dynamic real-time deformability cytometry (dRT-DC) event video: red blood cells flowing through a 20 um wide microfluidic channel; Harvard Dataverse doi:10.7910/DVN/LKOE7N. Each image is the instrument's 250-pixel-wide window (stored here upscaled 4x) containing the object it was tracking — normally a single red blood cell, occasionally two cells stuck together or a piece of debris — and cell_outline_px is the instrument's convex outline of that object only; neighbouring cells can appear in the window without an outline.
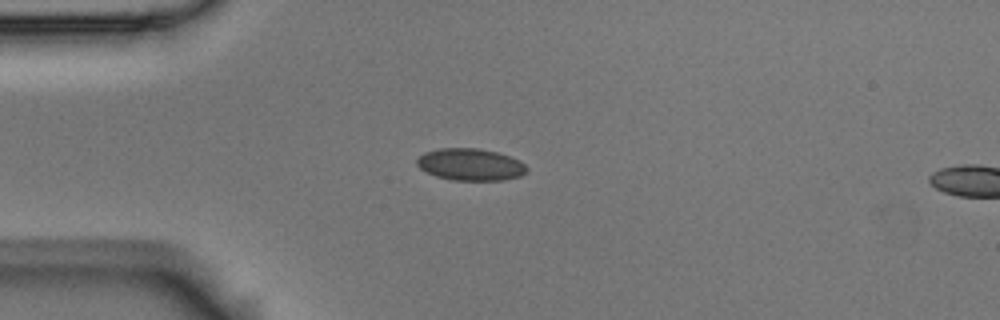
{"species": "Egyptian fruit bat (a non-hibernating species)", "species_latin": "Rousettus aegyptiacus", "temperature_condition": "room temperature", "stored_images_in_passage": 5, "camera_frame_rate_fps": 3000, "um_per_image_px": 0.085, "animal": {"sex": "male"}, "frame": {"image": 1, "passage_image": 4, "time_ms": 1.0, "image_size_px": [1000, 320], "cell_outline_px": [[528, 172], [520, 176], [504, 180], [452, 180], [436, 176], [420, 168], [416, 164], [416, 160], [424, 152], [440, 148], [476, 148], [496, 152], [520, 160], [528, 168]], "centroid_in_image_um": [40.0, 13.98], "position_along_channel_um": 45.0, "area_um2": 20.46}}